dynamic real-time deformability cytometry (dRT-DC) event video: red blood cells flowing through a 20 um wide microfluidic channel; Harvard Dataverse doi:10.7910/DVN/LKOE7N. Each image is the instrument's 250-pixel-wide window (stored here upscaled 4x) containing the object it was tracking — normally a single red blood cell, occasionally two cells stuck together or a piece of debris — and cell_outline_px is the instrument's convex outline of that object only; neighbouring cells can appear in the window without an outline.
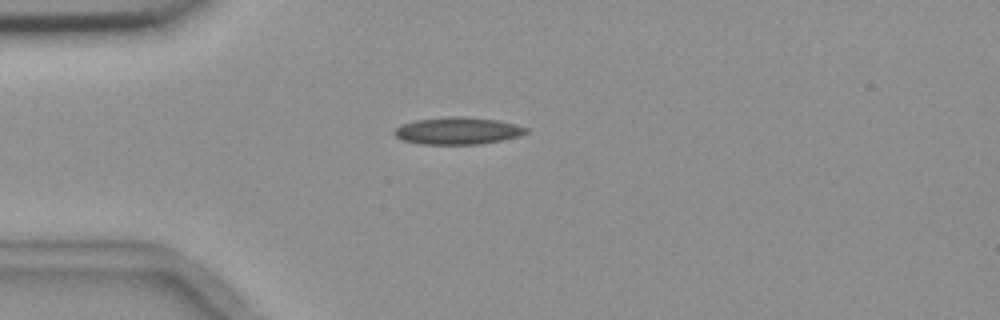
{"species": "common noctule bat (a hibernating species)", "species_latin": "Nyctalus noctula", "temperature_condition": "room temperature", "stored_images_in_passage": 6, "camera_frame_rate_fps": 3000, "um_per_image_px": 0.085, "animal": {"sex": "female", "body_mass_g": 18.4}, "frame": {"image": 1, "passage_image": 1, "time_ms": 0.0, "image_size_px": [1000, 320], "cell_outline_px": [[528, 132], [520, 136], [504, 140], [480, 144], [420, 144], [400, 140], [392, 132], [400, 124], [412, 120], [448, 116], [460, 116], [496, 120], [528, 128]], "centroid_in_image_um": [38.85, 11.12], "position_along_channel_um": 46.2, "area_um2": 21.04}}
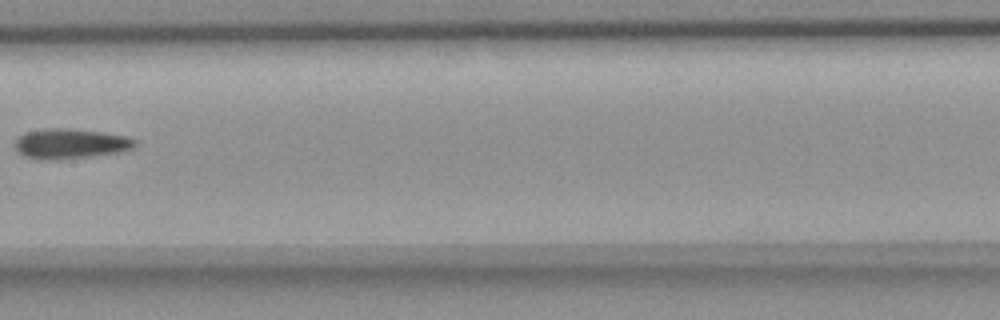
{"frame": {"image": 2, "passage_image": 5, "time_ms": 4.667, "image_size_px": [1000, 320], "cell_outline_px": [[140, 144], [136, 148], [124, 152], [60, 160], [36, 160], [24, 156], [16, 148], [16, 140], [24, 132], [44, 128], [68, 128], [104, 132], [128, 136], [136, 140]], "centroid_in_image_um": [6.07, 12.22], "position_along_channel_um": 201.3, "area_um2": 21.62}}
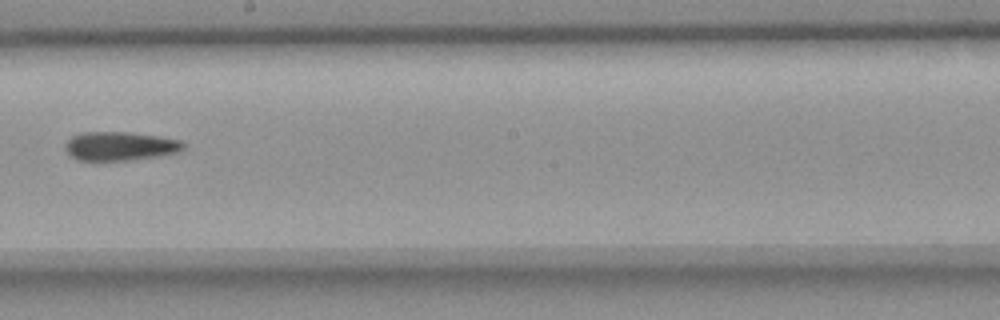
{"frame": {"image": 3, "passage_image": 6, "time_ms": 5.667, "image_size_px": [1000, 320], "cell_outline_px": [[184, 148], [176, 152], [156, 156], [132, 160], [76, 160], [64, 148], [64, 144], [72, 136], [80, 132], [128, 132], [160, 136], [180, 140], [184, 144]], "centroid_in_image_um": [10.17, 12.41], "position_along_channel_um": 238.0, "area_um2": 19.77}}